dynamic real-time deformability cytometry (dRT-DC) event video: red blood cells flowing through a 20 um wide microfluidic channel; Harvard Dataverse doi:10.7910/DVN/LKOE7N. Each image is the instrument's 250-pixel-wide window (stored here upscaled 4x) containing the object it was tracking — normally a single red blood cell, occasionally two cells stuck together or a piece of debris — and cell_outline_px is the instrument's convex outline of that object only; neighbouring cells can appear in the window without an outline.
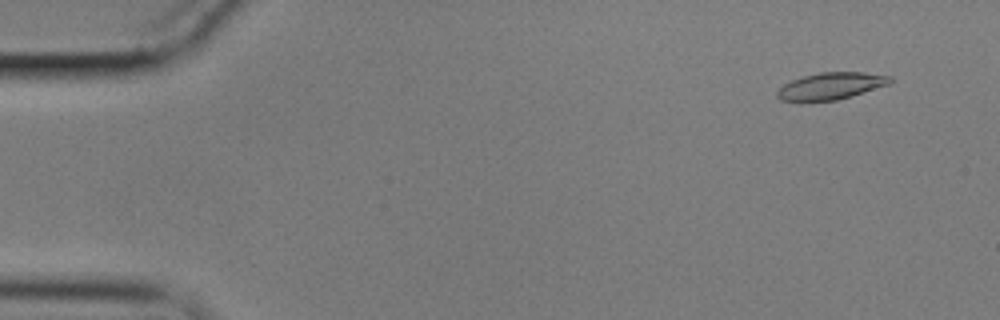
{"species": "common noctule bat (a hibernating species)", "species_latin": "Nyctalus noctula", "temperature_condition": "cold", "stored_images_in_passage": 7, "camera_frame_rate_fps": 3000, "um_per_image_px": 0.085, "animal": {"sex": "male", "body_mass_g": 17.9}, "frame": {"image": 1, "passage_image": 4, "time_ms": 1.0, "image_size_px": [1000, 320], "cell_outline_px": [[892, 80], [888, 84], [836, 100], [800, 104], [780, 100], [776, 96], [776, 92], [784, 84], [792, 80], [804, 76], [820, 72], [864, 72], [892, 76]], "centroid_in_image_um": [70.53, 7.34], "position_along_channel_um": 14.5, "area_um2": 18.03}}